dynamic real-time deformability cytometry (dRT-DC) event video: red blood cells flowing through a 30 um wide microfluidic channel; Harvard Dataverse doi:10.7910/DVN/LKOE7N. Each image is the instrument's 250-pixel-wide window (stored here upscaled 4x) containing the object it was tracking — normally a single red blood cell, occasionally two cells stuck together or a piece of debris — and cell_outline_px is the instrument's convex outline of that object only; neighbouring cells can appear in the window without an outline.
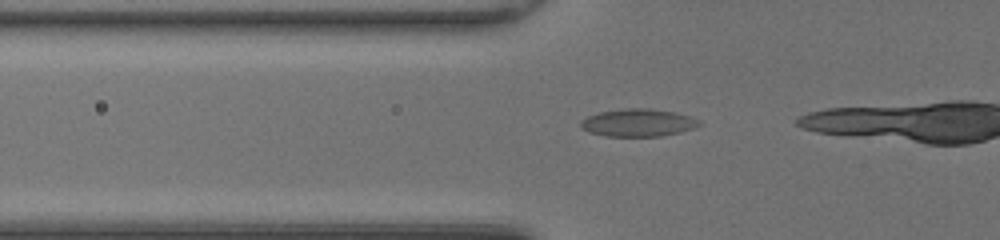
{"species": "common noctule bat (a hibernating species)", "species_latin": "Nyctalus noctula", "temperature_condition": "room temperature", "stored_images_in_passage": 20, "camera_frame_rate_fps": 3000, "um_per_image_px": 0.085, "animal": {"sex": "female", "body_mass_g": 20.0, "forearm_length_mm": 54.0}, "frame": {"image": 1, "passage_image": 15, "time_ms": 4.667, "image_size_px": [1000, 240], "cell_outline_px": [[700, 124], [692, 128], [680, 132], [660, 136], [604, 136], [588, 132], [580, 128], [580, 120], [588, 116], [600, 112], [628, 108], [652, 108], [676, 112], [692, 116], [700, 120]], "centroid_in_image_um": [54.22, 10.42], "position_along_channel_um": 71.6, "area_um2": 19.19}}